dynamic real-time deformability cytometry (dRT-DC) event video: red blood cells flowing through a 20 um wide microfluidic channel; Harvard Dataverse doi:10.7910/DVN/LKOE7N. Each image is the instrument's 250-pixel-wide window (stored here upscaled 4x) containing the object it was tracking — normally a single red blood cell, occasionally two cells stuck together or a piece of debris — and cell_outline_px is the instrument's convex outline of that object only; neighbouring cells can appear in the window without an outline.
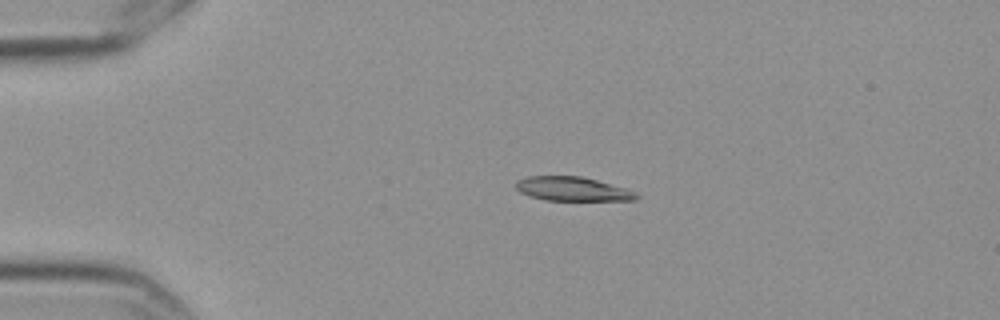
{"species": "Egyptian fruit bat (a non-hibernating species)", "species_latin": "Rousettus aegyptiacus", "temperature_condition": "cold", "stored_images_in_passage": 10, "camera_frame_rate_fps": 3000, "um_per_image_px": 0.085, "frame": {"image": 1, "passage_image": 2, "time_ms": 0.333, "image_size_px": [1000, 320], "cell_outline_px": [[640, 196], [636, 200], [544, 200], [528, 196], [520, 192], [516, 188], [516, 180], [528, 176], [580, 176], [628, 188], [636, 192]], "centroid_in_image_um": [48.67, 16.06], "position_along_channel_um": 36.3, "area_um2": 16.99}}
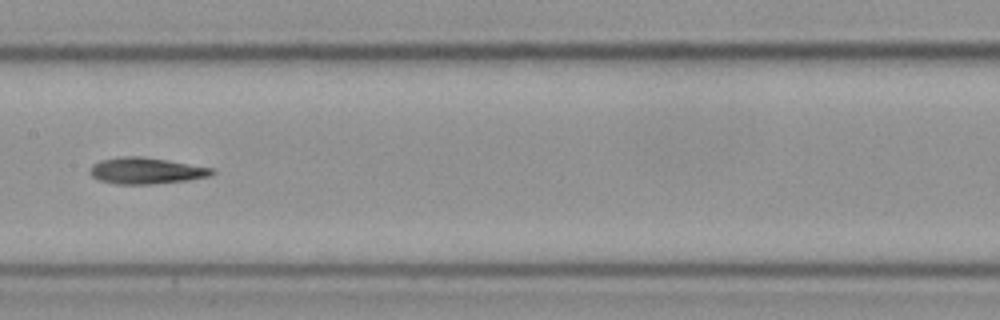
{"frame": {"image": 2, "passage_image": 7, "time_ms": 2.0, "image_size_px": [1000, 320], "cell_outline_px": [[216, 172], [212, 176], [188, 180], [152, 184], [116, 184], [100, 180], [92, 176], [88, 172], [92, 164], [100, 160], [120, 156], [144, 156], [168, 160], [212, 168]], "centroid_in_image_um": [12.41, 14.5], "position_along_channel_um": 195.0, "area_um2": 18.9}}
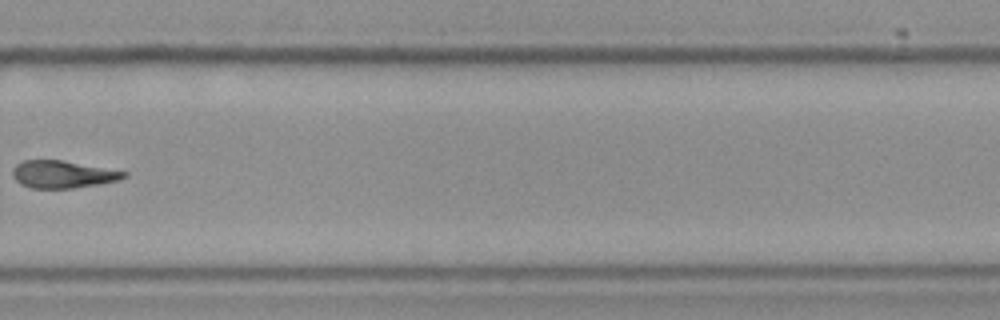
{"frame": {"image": 3, "passage_image": 10, "time_ms": 3.0, "image_size_px": [1000, 320], "cell_outline_px": [[128, 176], [116, 180], [96, 184], [72, 188], [32, 188], [20, 184], [12, 176], [12, 168], [16, 164], [24, 160], [60, 160], [128, 172]], "centroid_in_image_um": [5.28, 14.81], "position_along_channel_um": 324.5, "area_um2": 17.51}}